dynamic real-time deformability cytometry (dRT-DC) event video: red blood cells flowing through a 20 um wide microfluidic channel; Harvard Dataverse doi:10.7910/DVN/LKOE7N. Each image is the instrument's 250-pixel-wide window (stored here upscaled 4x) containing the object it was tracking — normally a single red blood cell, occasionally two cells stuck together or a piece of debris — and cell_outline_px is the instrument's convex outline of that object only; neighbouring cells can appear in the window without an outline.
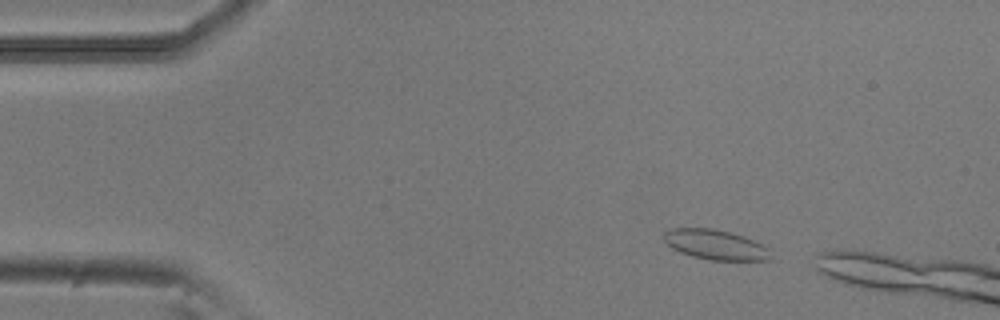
{"species": "common noctule bat (a hibernating species)", "species_latin": "Nyctalus noctula", "temperature_condition": "room temperature", "stored_images_in_passage": 4, "camera_frame_rate_fps": 3000, "um_per_image_px": 0.085, "animal": {"sex": "male", "body_mass_g": 20.5, "forearm_length_mm": 52.5}, "frame": {"image": 1, "passage_image": 1, "time_ms": 0.0, "image_size_px": [1000, 320], "cell_outline_px": [[772, 260], [712, 260], [692, 256], [680, 252], [672, 248], [664, 240], [664, 232], [668, 228], [712, 228], [744, 236], [768, 248]], "centroid_in_image_um": [60.79, 20.79], "position_along_channel_um": 24.2, "area_um2": 18.5}}